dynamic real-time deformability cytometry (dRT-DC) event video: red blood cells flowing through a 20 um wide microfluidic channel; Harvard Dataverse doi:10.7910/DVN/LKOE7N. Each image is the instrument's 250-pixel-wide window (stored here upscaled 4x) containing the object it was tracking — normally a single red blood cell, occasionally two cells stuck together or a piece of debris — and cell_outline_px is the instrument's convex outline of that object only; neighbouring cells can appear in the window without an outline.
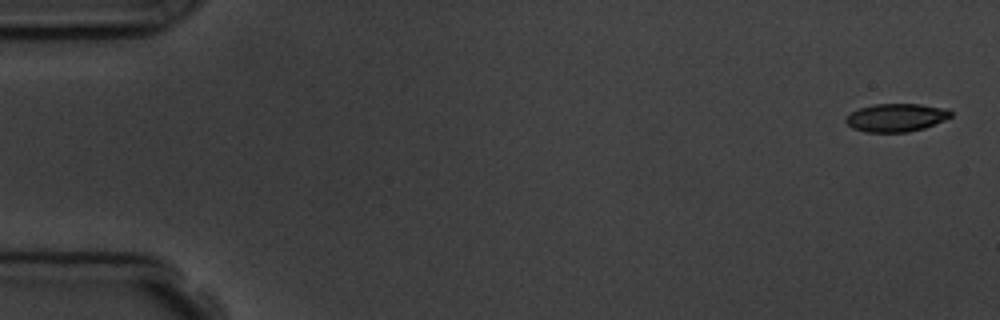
{"species": "common noctule bat (a hibernating species)", "species_latin": "Nyctalus noctula", "temperature_condition": "room temperature", "stored_images_in_passage": 5, "camera_frame_rate_fps": 3000, "um_per_image_px": 0.085, "animal": {"sex": "male", "body_mass_g": 19.5, "forearm_length_mm": 54.6}, "frame": {"image": 1, "passage_image": 1, "time_ms": 0.0, "image_size_px": [1000, 320], "cell_outline_px": [[952, 116], [944, 120], [924, 128], [908, 132], [868, 132], [852, 128], [844, 120], [852, 112], [860, 108], [872, 104], [920, 104], [948, 108], [952, 112]], "centroid_in_image_um": [76.2, 9.99], "position_along_channel_um": 8.8, "area_um2": 17.17}}
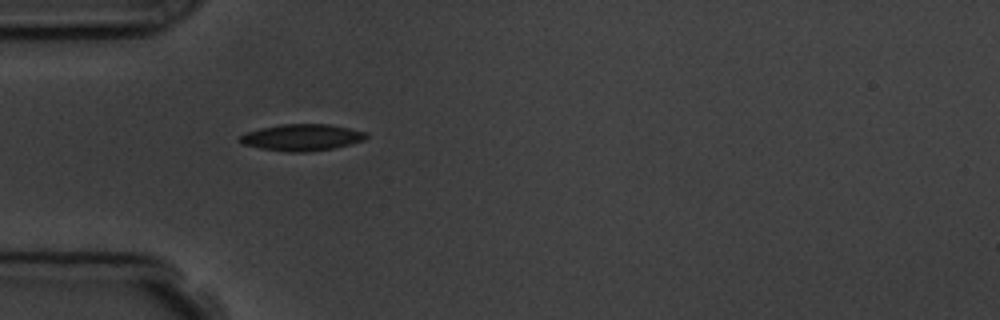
{"frame": {"image": 2, "passage_image": 5, "time_ms": 5.0, "image_size_px": [1000, 320], "cell_outline_px": [[368, 136], [364, 140], [332, 148], [308, 152], [288, 152], [260, 148], [240, 144], [236, 140], [240, 136], [248, 132], [260, 128], [280, 124], [328, 124], [368, 132]], "centroid_in_image_um": [25.62, 11.68], "position_along_channel_um": 59.4, "area_um2": 19.59}}